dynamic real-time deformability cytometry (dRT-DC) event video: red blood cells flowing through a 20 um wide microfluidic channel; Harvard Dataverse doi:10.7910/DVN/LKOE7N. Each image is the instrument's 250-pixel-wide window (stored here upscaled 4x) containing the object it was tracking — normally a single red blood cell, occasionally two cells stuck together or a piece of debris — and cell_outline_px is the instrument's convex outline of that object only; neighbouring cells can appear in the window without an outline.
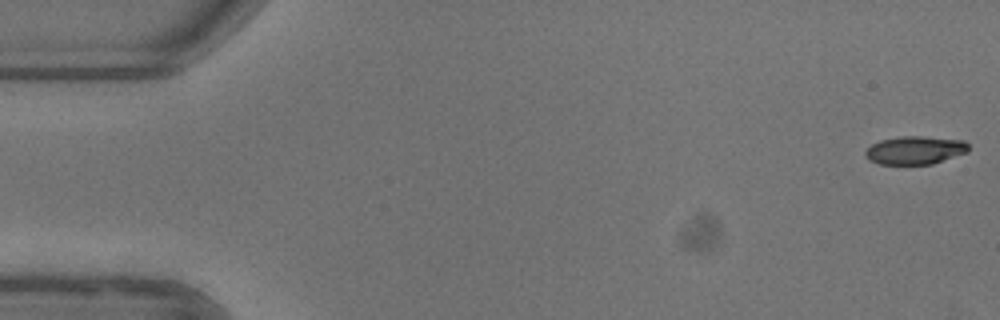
{"species": "common noctule bat (a hibernating species)", "species_latin": "Nyctalus noctula", "temperature_condition": "warm", "stored_images_in_passage": 53, "camera_frame_rate_fps": 3000, "um_per_image_px": 0.085, "animal": {"sex": "female"}, "frame": {"image": 1, "passage_image": 1, "time_ms": 0.0, "image_size_px": [1000, 320], "cell_outline_px": [[968, 152], [932, 164], [880, 164], [868, 160], [864, 156], [864, 152], [872, 144], [880, 140], [900, 136], [924, 136], [964, 140], [968, 144]], "centroid_in_image_um": [77.77, 12.76], "position_along_channel_um": 7.2, "area_um2": 17.05}}
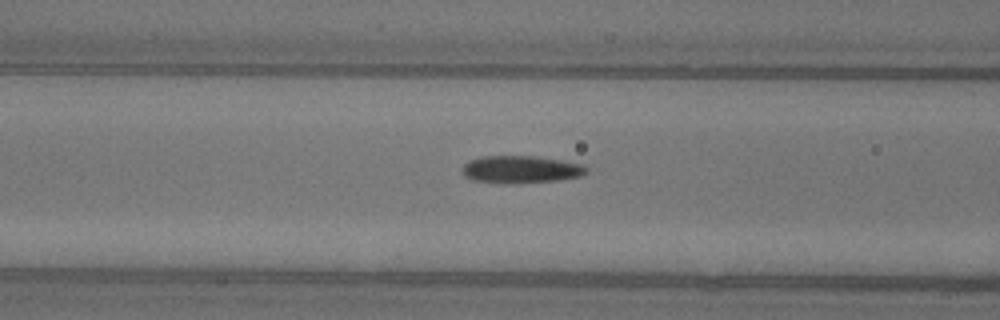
{"frame": {"image": 2, "passage_image": 21, "time_ms": 6.667, "image_size_px": [1000, 320], "cell_outline_px": [[588, 172], [580, 176], [556, 180], [472, 180], [464, 176], [464, 164], [468, 160], [480, 156], [532, 156], [560, 160], [584, 164], [588, 168]], "centroid_in_image_um": [44.32, 14.33], "position_along_channel_um": 122.3, "area_um2": 18.61}}
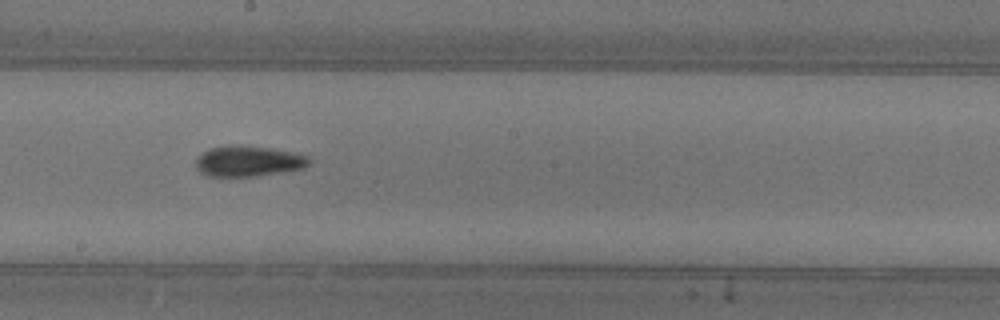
{"frame": {"image": 3, "passage_image": 29, "time_ms": 9.333, "image_size_px": [1000, 320], "cell_outline_px": [[308, 164], [304, 168], [256, 176], [204, 176], [196, 168], [196, 160], [208, 148], [228, 144], [232, 144], [268, 148], [292, 152], [308, 156]], "centroid_in_image_um": [21.05, 13.69], "position_along_channel_um": 227.1, "area_um2": 20.11}, "authors_computed_cell_mechanics": {"area_um2": 18.6694, "velocity_mm_per_s": 3.9265, "shape_relaxation_time_tau1_ms": 5.8555, "shape_relaxation_time_tau2_ms": 3.4964, "deformation_change_tau1": 0.1931, "deformation_change_tau2": 0.0864}}